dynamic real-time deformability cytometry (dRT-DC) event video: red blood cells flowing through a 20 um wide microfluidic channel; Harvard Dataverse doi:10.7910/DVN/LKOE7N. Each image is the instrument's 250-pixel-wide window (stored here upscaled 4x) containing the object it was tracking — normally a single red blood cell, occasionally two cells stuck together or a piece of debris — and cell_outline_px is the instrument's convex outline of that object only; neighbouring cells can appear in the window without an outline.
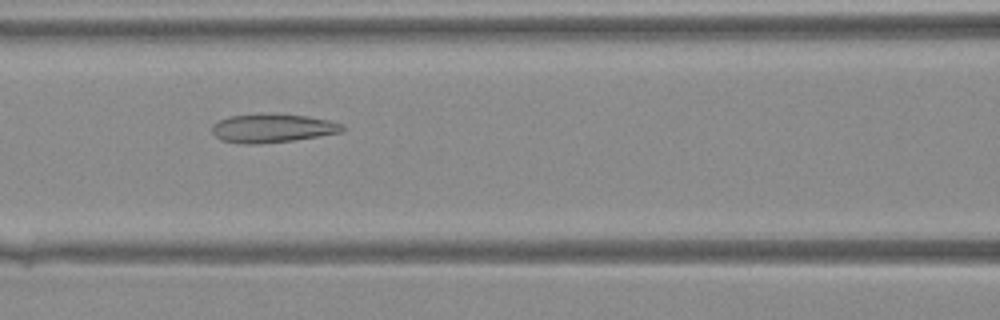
{"species": "Egyptian fruit bat (a non-hibernating species)", "species_latin": "Rousettus aegyptiacus", "temperature_condition": "warm", "stored_images_in_passage": 26, "camera_frame_rate_fps": 3000, "um_per_image_px": 0.085, "animal": {"sex": "female"}, "frame": {"image": 1, "passage_image": 6, "time_ms": 1.667, "image_size_px": [1000, 320], "cell_outline_px": [[344, 132], [296, 140], [256, 144], [244, 144], [220, 140], [212, 132], [212, 124], [228, 116], [308, 116], [328, 120], [344, 124]], "centroid_in_image_um": [23.19, 10.94], "position_along_channel_um": 143.4, "area_um2": 21.1}}
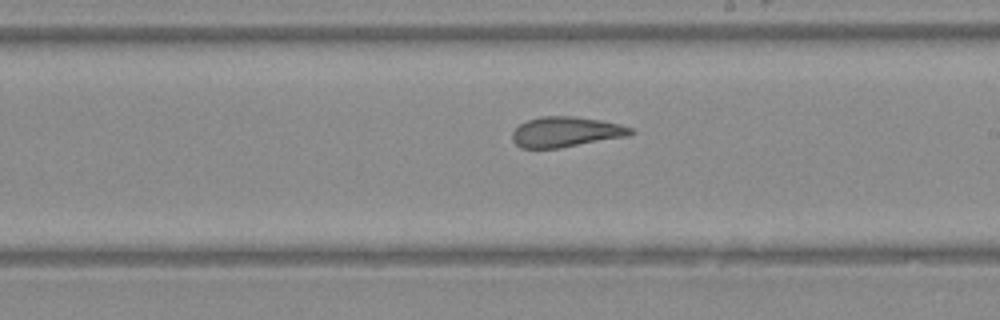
{"frame": {"image": 2, "passage_image": 12, "time_ms": 3.667, "image_size_px": [1000, 320], "cell_outline_px": [[636, 132], [628, 136], [560, 148], [520, 148], [512, 140], [512, 132], [520, 124], [528, 120], [540, 116], [572, 116], [600, 120], [620, 124], [632, 128]], "centroid_in_image_um": [48.1, 11.21], "position_along_channel_um": 240.9, "area_um2": 20.92}}
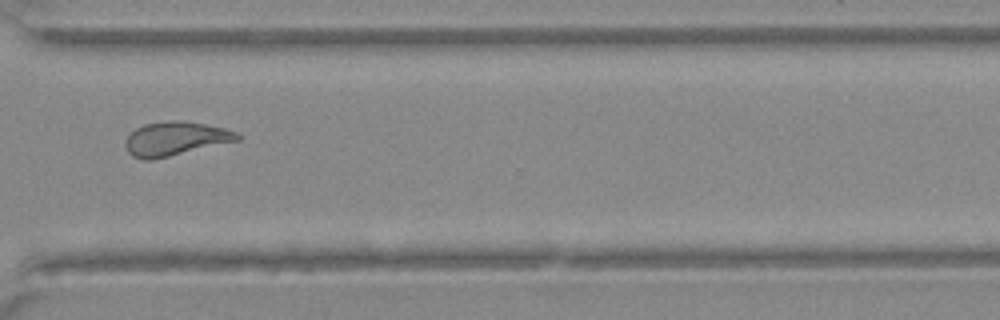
{"frame": {"image": 3, "passage_image": 19, "time_ms": 6.0, "image_size_px": [1000, 320], "cell_outline_px": [[240, 140], [152, 160], [144, 160], [132, 156], [128, 152], [124, 144], [128, 136], [136, 128], [144, 124], [168, 120], [184, 120], [224, 128], [236, 132], [240, 136]], "centroid_in_image_um": [14.89, 11.78], "position_along_channel_um": 355.7, "area_um2": 22.08}}